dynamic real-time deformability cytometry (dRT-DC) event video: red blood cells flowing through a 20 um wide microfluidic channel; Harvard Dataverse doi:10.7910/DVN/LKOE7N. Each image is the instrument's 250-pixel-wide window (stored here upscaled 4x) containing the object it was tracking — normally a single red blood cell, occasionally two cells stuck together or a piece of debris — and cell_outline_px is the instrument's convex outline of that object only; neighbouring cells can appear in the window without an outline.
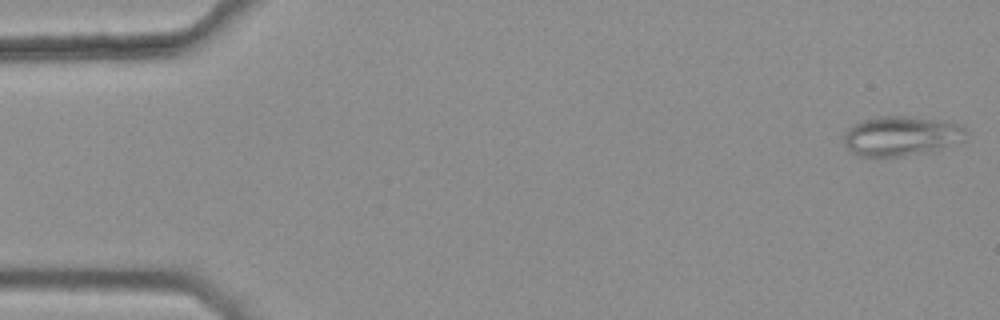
{"species": "common noctule bat (a hibernating species)", "species_latin": "Nyctalus noctula", "temperature_condition": "warm", "stored_images_in_passage": 46, "camera_frame_rate_fps": 3000, "um_per_image_px": 0.085, "animal": {"sex": "female", "body_mass_g": 25.1}, "frame": {"image": 1, "passage_image": 1, "time_ms": 0.0, "image_size_px": [1000, 320], "cell_outline_px": [[968, 132], [964, 140], [932, 152], [904, 156], [860, 156], [852, 152], [844, 144], [844, 136], [848, 128], [852, 124], [864, 120], [880, 116], [908, 116], [948, 120], [964, 128]], "centroid_in_image_um": [76.64, 11.55], "position_along_channel_um": 8.4, "area_um2": 28.55}}
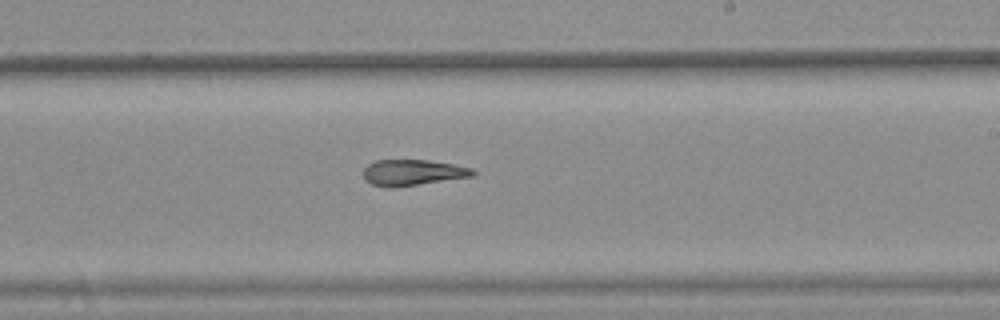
{"frame": {"image": 2, "passage_image": 31, "time_ms": 10.0, "image_size_px": [1000, 320], "cell_outline_px": [[476, 172], [472, 176], [416, 184], [372, 184], [364, 180], [364, 168], [368, 164], [376, 160], [428, 160], [452, 164], [472, 168]], "centroid_in_image_um": [35.1, 14.61], "position_along_channel_um": 253.9, "area_um2": 15.61}}
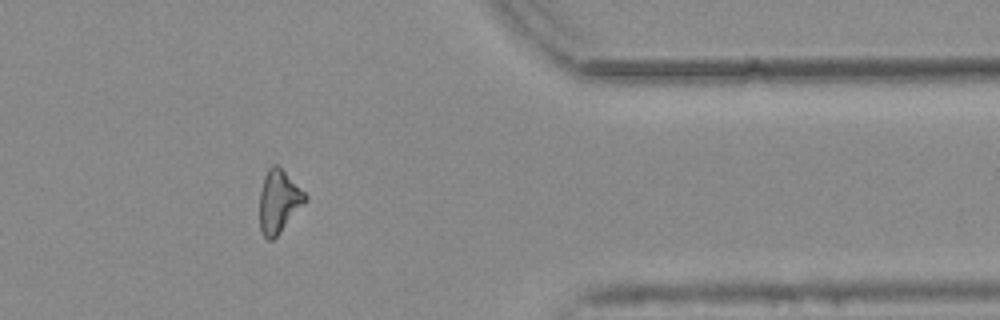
{"frame": {"image": 3, "passage_image": 43, "time_ms": 14.0, "image_size_px": [1000, 320], "cell_outline_px": [[308, 200], [280, 232], [272, 240], [268, 240], [260, 232], [260, 192], [264, 176], [268, 168], [272, 164], [276, 164], [308, 196]], "centroid_in_image_um": [23.68, 17.13], "position_along_channel_um": 387.7, "area_um2": 16.47}}